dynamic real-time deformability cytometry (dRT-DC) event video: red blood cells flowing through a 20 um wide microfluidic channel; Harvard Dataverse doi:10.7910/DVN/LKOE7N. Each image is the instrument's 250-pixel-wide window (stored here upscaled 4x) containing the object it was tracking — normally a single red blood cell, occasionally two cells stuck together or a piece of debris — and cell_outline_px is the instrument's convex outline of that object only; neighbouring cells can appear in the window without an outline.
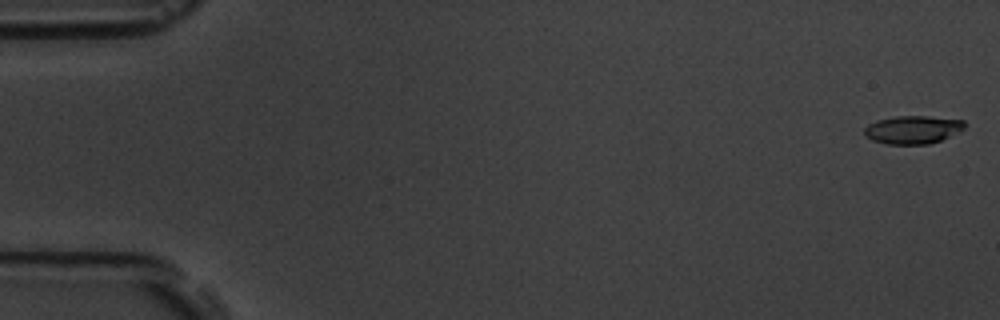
{"species": "common noctule bat (a hibernating species)", "species_latin": "Nyctalus noctula", "temperature_condition": "room temperature", "stored_images_in_passage": 5, "camera_frame_rate_fps": 3000, "um_per_image_px": 0.085, "animal": {"sex": "male", "body_mass_g": 19.5, "forearm_length_mm": 54.6}, "frame": {"image": 1, "passage_image": 1, "time_ms": 0.0, "image_size_px": [1000, 320], "cell_outline_px": [[964, 128], [960, 132], [940, 140], [928, 144], [884, 144], [872, 140], [864, 132], [864, 128], [868, 124], [876, 120], [896, 116], [928, 116], [964, 120]], "centroid_in_image_um": [77.58, 11.02], "position_along_channel_um": 7.4, "area_um2": 16.42}}
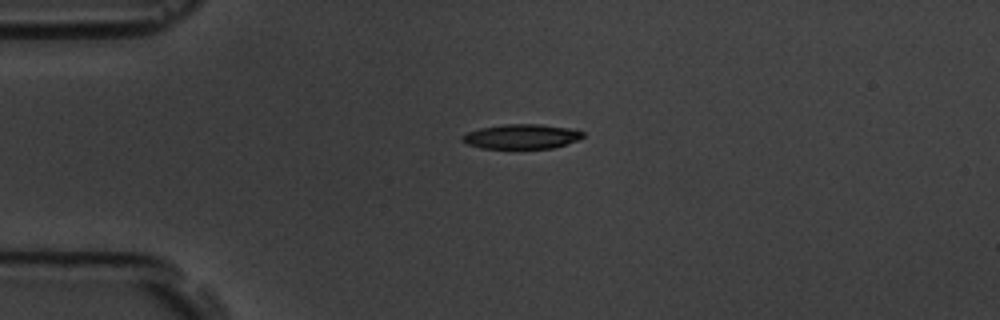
{"frame": {"image": 2, "passage_image": 5, "time_ms": 4.333, "image_size_px": [1000, 320], "cell_outline_px": [[584, 136], [576, 140], [552, 148], [480, 148], [468, 144], [460, 140], [460, 136], [468, 132], [480, 128], [504, 124], [540, 124], [568, 128], [584, 132]], "centroid_in_image_um": [44.28, 11.6], "position_along_channel_um": 40.7, "area_um2": 17.17}}